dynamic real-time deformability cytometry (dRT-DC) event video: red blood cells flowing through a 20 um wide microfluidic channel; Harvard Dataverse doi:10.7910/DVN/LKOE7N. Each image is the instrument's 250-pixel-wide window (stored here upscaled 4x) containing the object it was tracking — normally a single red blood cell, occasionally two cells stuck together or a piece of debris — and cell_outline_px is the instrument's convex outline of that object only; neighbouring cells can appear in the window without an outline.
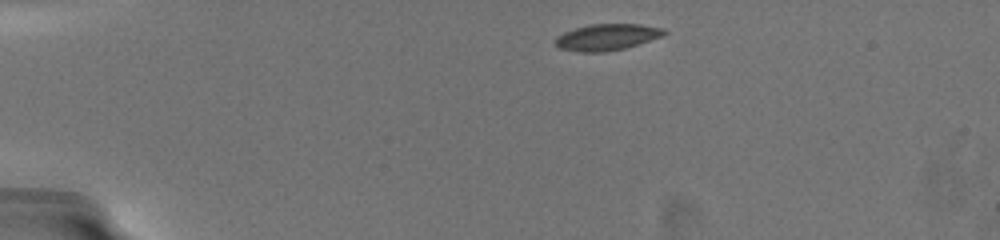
{"species": "common noctule bat (a hibernating species)", "species_latin": "Nyctalus noctula", "temperature_condition": "warm", "stored_images_in_passage": 19, "camera_frame_rate_fps": 3000, "um_per_image_px": 0.085, "animal": {"sex": "female", "body_mass_g": 19.5, "forearm_length_mm": 54.1}, "frame": {"image": 1, "passage_image": 1, "time_ms": 0.0, "image_size_px": [1000, 240], "cell_outline_px": [[668, 32], [660, 36], [624, 48], [604, 52], [580, 52], [560, 48], [552, 44], [552, 40], [556, 36], [564, 32], [576, 28], [592, 24], [640, 24], [664, 28]], "centroid_in_image_um": [51.51, 3.15], "position_along_channel_um": 33.5, "area_um2": 16.65}}
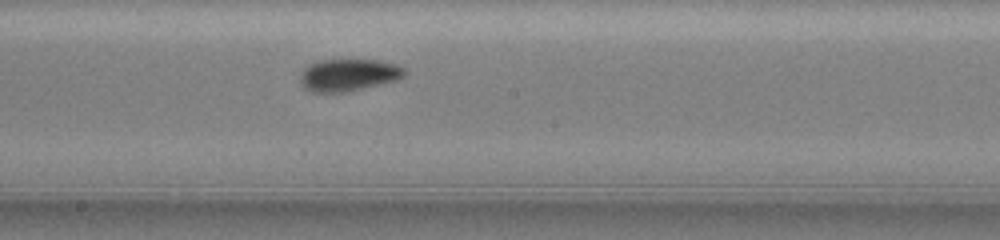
{"frame": {"image": 2, "passage_image": 12, "time_ms": 7.0, "image_size_px": [1000, 240], "cell_outline_px": [[404, 72], [400, 76], [392, 80], [356, 88], [336, 92], [316, 92], [308, 88], [300, 80], [300, 72], [308, 64], [316, 60], [376, 60], [392, 64], [404, 68]], "centroid_in_image_um": [29.5, 6.32], "position_along_channel_um": 218.7, "area_um2": 18.44}}
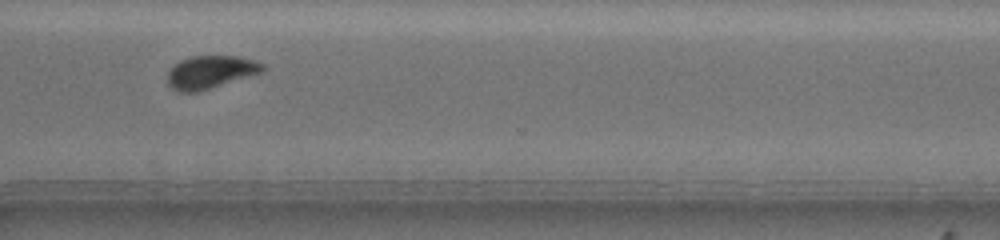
{"frame": {"image": 3, "passage_image": 18, "time_ms": 10.667, "image_size_px": [1000, 240], "cell_outline_px": [[264, 68], [260, 72], [200, 92], [176, 92], [168, 84], [168, 72], [180, 60], [192, 56], [240, 56], [256, 60], [264, 64]], "centroid_in_image_um": [17.88, 6.13], "position_along_channel_um": 352.7, "area_um2": 18.15}, "authors_computed_cell_mechanics": {"area_um2": 18.1492, "velocity_mm_per_s": 3.6668, "shape_relaxation_time_tau1_ms": 2.2809, "shape_relaxation_time_tau2_ms": 1.2597, "deformation_change_tau1": 0.1279, "deformation_change_tau2": 0.0587}}